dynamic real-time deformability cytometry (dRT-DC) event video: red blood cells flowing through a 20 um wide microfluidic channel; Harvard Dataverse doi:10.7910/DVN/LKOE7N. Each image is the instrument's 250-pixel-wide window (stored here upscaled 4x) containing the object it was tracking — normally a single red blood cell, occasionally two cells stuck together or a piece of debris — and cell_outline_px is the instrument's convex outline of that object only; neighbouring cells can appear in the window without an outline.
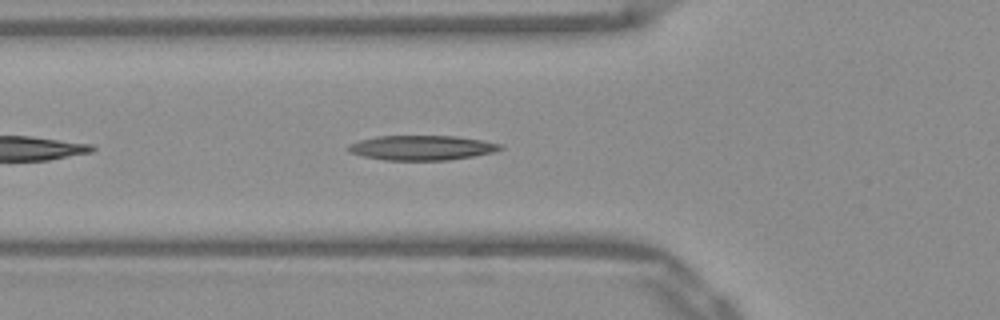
{"species": "Egyptian fruit bat (a non-hibernating species)", "species_latin": "Rousettus aegyptiacus", "temperature_condition": "warm", "stored_images_in_passage": 25, "camera_frame_rate_fps": 3000, "um_per_image_px": 0.085, "frame": {"image": 1, "passage_image": 5, "time_ms": 1.333, "image_size_px": [1000, 320], "cell_outline_px": [[504, 148], [492, 152], [472, 156], [448, 160], [384, 160], [364, 156], [348, 152], [344, 148], [348, 144], [360, 140], [376, 136], [456, 136], [504, 144]], "centroid_in_image_um": [35.81, 12.55], "position_along_channel_um": 90.0, "area_um2": 21.96}}
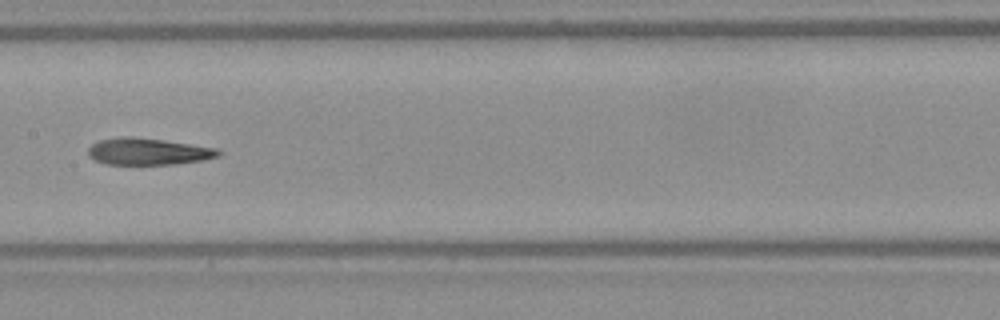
{"frame": {"image": 2, "passage_image": 13, "time_ms": 4.0, "image_size_px": [1000, 320], "cell_outline_px": [[220, 156], [200, 160], [176, 164], [108, 164], [96, 160], [88, 156], [88, 148], [92, 144], [100, 140], [164, 140], [216, 148], [220, 152]], "centroid_in_image_um": [12.65, 12.93], "position_along_channel_um": 194.8, "area_um2": 19.07}}
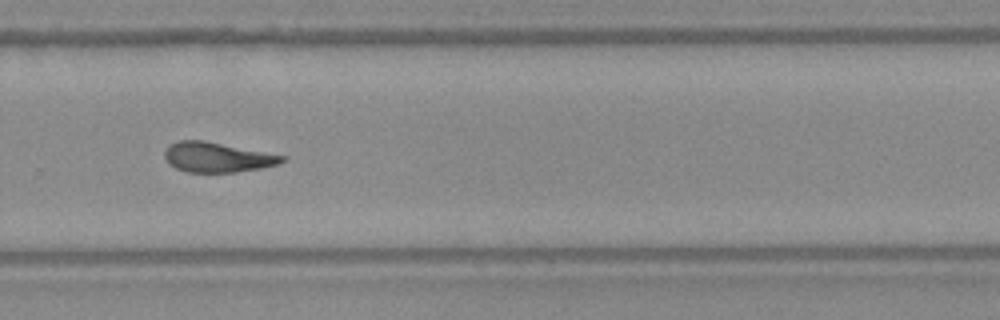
{"frame": {"image": 3, "passage_image": 22, "time_ms": 7.0, "image_size_px": [1000, 320], "cell_outline_px": [[288, 156], [280, 164], [260, 168], [236, 172], [188, 172], [176, 168], [164, 156], [164, 152], [172, 144], [180, 140], [204, 140]], "centroid_in_image_um": [18.53, 13.36], "position_along_channel_um": 311.3, "area_um2": 20.29}}